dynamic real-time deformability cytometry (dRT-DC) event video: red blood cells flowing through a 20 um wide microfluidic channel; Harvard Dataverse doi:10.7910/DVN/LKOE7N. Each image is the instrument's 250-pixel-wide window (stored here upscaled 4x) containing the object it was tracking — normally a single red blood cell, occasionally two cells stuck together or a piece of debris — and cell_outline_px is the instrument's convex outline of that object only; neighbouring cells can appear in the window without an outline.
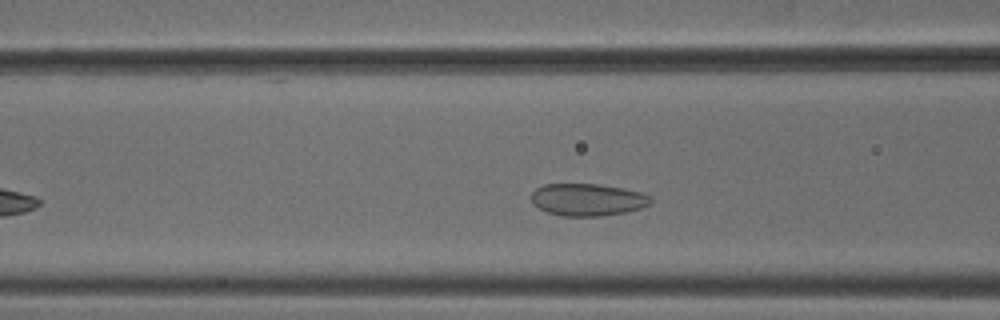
{"species": "common noctule bat (a hibernating species)", "species_latin": "Nyctalus noctula", "temperature_condition": "cold", "stored_images_in_passage": 37, "camera_frame_rate_fps": 3000, "um_per_image_px": 0.085, "animal": {"sex": "male", "body_mass_g": 18.8}, "frame": {"image": 1, "passage_image": 11, "time_ms": 3.333, "image_size_px": [1000, 320], "cell_outline_px": [[652, 204], [628, 212], [600, 216], [560, 216], [548, 212], [532, 204], [532, 192], [536, 188], [544, 184], [600, 184], [624, 188], [640, 192], [652, 196]], "centroid_in_image_um": [49.98, 16.97], "position_along_channel_um": 116.6, "area_um2": 22.66}}
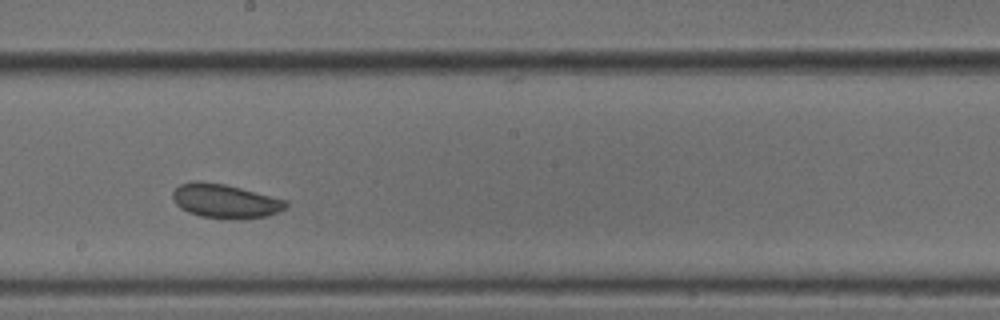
{"frame": {"image": 2, "passage_image": 20, "time_ms": 6.333, "image_size_px": [1000, 320], "cell_outline_px": [[288, 204], [280, 212], [268, 216], [200, 216], [188, 212], [180, 208], [176, 204], [172, 196], [172, 192], [180, 184], [192, 180], [200, 180], [224, 184], [288, 200]], "centroid_in_image_um": [19.1, 17.03], "position_along_channel_um": 229.1, "area_um2": 21.73}}
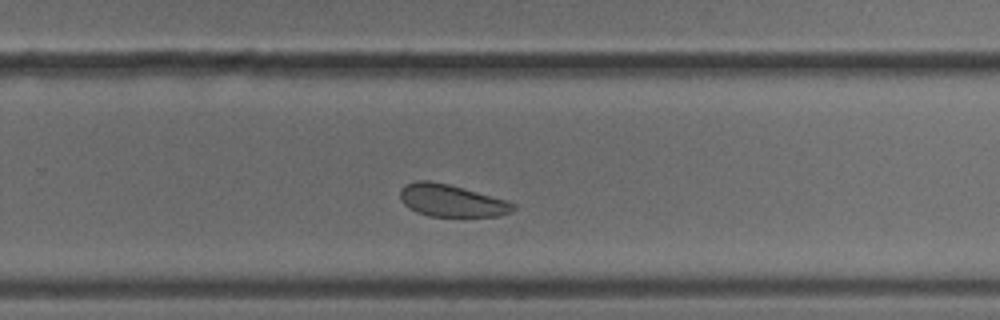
{"frame": {"image": 3, "passage_image": 25, "time_ms": 8.0, "image_size_px": [1000, 320], "cell_outline_px": [[516, 208], [512, 212], [496, 216], [428, 216], [416, 212], [408, 208], [400, 200], [400, 188], [404, 184], [416, 180], [428, 180], [448, 184], [508, 200], [516, 204]], "centroid_in_image_um": [38.36, 17.05], "position_along_channel_um": 291.4, "area_um2": 21.44}, "authors_computed_cell_mechanics": {"area_um2": 22.6576, "velocity_mm_per_s": 3.7473, "shape_relaxation_time_tau1_ms": null, "shape_relaxation_time_tau2_ms": 9.8541, "deformation_change_tau1": null, "deformation_change_tau2": 0.1283}}